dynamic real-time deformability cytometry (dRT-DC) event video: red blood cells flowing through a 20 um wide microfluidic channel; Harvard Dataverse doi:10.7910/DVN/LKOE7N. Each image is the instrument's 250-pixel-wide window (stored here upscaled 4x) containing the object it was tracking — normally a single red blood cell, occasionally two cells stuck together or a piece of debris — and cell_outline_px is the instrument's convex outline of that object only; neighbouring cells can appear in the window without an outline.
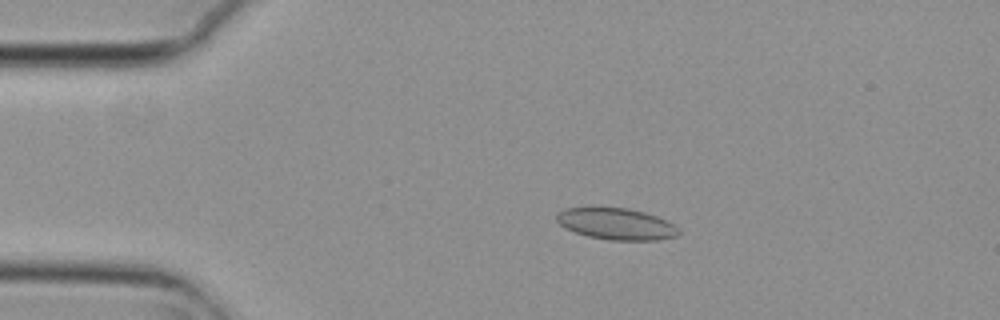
{"species": "common noctule bat (a hibernating species)", "species_latin": "Nyctalus noctula", "temperature_condition": "cold", "stored_images_in_passage": 6, "camera_frame_rate_fps": 3000, "um_per_image_px": 0.085, "animal": {"sex": "female", "body_mass_g": 29.2, "forearm_length_mm": 56.3}, "frame": {"image": 1, "passage_image": 3, "time_ms": 0.667, "image_size_px": [1000, 320], "cell_outline_px": [[680, 232], [676, 236], [660, 240], [612, 240], [588, 236], [576, 232], [560, 224], [556, 220], [556, 212], [564, 208], [592, 204], [628, 208], [644, 212], [656, 216], [680, 228]], "centroid_in_image_um": [52.32, 18.97], "position_along_channel_um": 32.7, "area_um2": 23.12}}
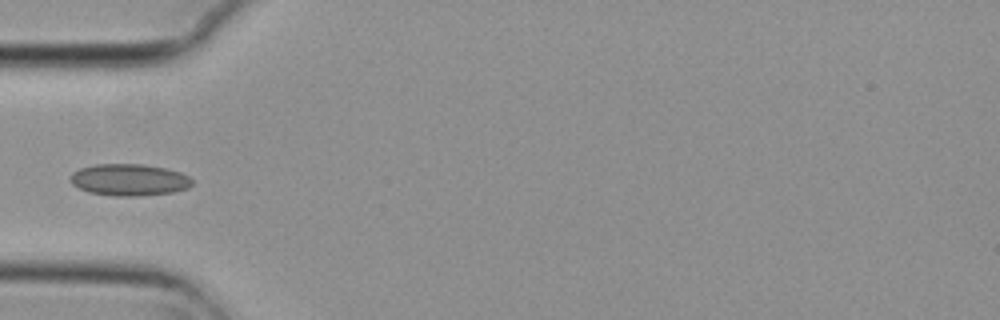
{"frame": {"image": 2, "passage_image": 5, "time_ms": 1.333, "image_size_px": [1000, 320], "cell_outline_px": [[192, 184], [188, 188], [172, 192], [136, 196], [116, 196], [88, 192], [72, 184], [68, 176], [72, 172], [80, 168], [96, 164], [144, 164], [164, 168], [180, 172], [188, 176], [192, 180]], "centroid_in_image_um": [10.95, 15.28], "position_along_channel_um": 74.0, "area_um2": 22.54}}
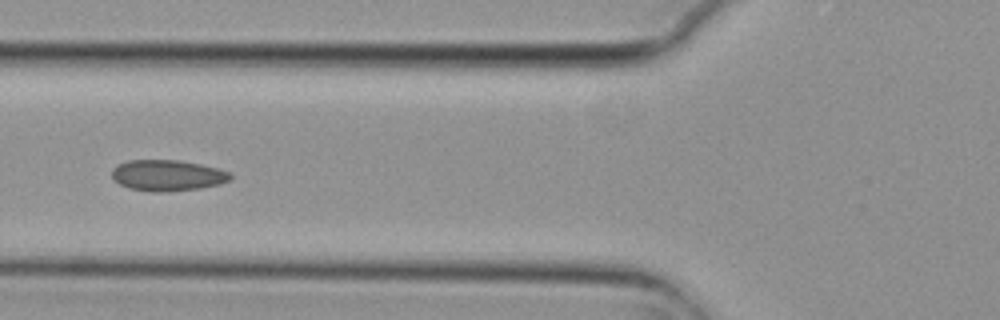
{"frame": {"image": 3, "passage_image": 6, "time_ms": 1.667, "image_size_px": [1000, 320], "cell_outline_px": [[232, 180], [220, 184], [200, 188], [168, 192], [152, 192], [128, 188], [120, 184], [112, 176], [112, 168], [116, 164], [128, 160], [180, 160], [200, 164], [216, 168], [228, 172], [232, 176]], "centroid_in_image_um": [14.22, 14.91], "position_along_channel_um": 111.6, "area_um2": 21.56}}